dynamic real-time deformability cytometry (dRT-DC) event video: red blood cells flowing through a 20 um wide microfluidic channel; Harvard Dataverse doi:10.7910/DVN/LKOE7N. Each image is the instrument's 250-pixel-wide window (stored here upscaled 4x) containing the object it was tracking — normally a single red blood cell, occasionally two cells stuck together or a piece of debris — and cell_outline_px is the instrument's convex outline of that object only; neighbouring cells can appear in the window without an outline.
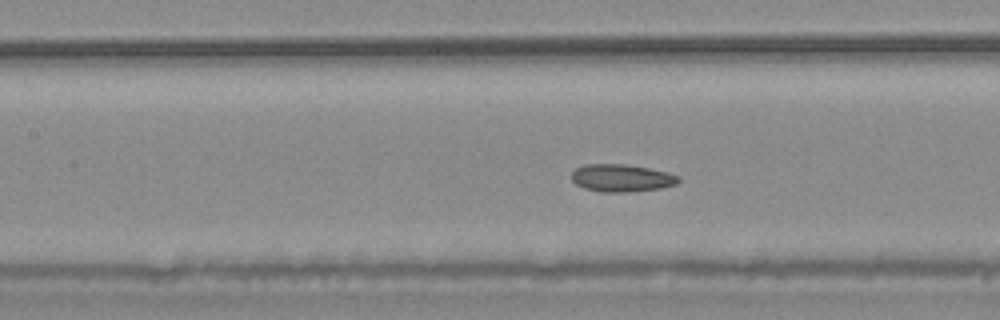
{"species": "common noctule bat (a hibernating species)", "species_latin": "Nyctalus noctula", "temperature_condition": "warm", "stored_images_in_passage": 16, "camera_frame_rate_fps": 3000, "um_per_image_px": 0.085, "animal": {"sex": "male", "body_mass_g": 20.4}, "frame": {"image": 1, "passage_image": 10, "time_ms": 3.0, "image_size_px": [1000, 320], "cell_outline_px": [[680, 180], [676, 184], [660, 188], [628, 192], [600, 192], [584, 188], [576, 184], [572, 180], [572, 172], [576, 168], [584, 164], [624, 164], [648, 168], [668, 172], [680, 176]], "centroid_in_image_um": [52.83, 15.13], "position_along_channel_um": 154.6, "area_um2": 17.17}}
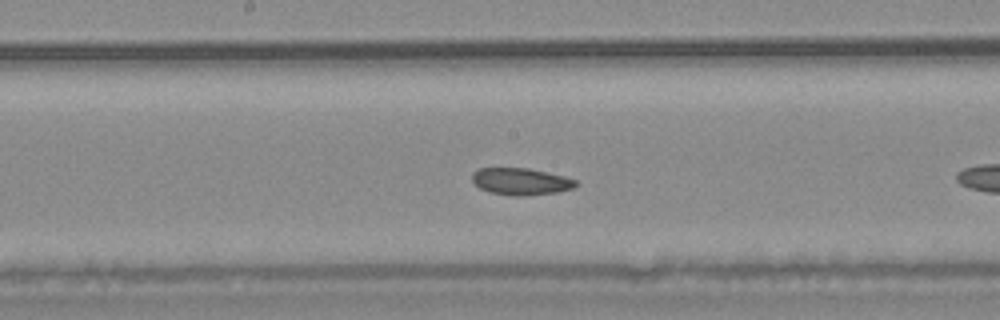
{"frame": {"image": 2, "passage_image": 14, "time_ms": 4.333, "image_size_px": [1000, 320], "cell_outline_px": [[580, 184], [576, 188], [556, 192], [524, 196], [512, 196], [488, 192], [480, 188], [472, 180], [472, 172], [480, 168], [528, 168], [564, 176], [576, 180]], "centroid_in_image_um": [44.29, 15.43], "position_along_channel_um": 203.9, "area_um2": 16.42}}